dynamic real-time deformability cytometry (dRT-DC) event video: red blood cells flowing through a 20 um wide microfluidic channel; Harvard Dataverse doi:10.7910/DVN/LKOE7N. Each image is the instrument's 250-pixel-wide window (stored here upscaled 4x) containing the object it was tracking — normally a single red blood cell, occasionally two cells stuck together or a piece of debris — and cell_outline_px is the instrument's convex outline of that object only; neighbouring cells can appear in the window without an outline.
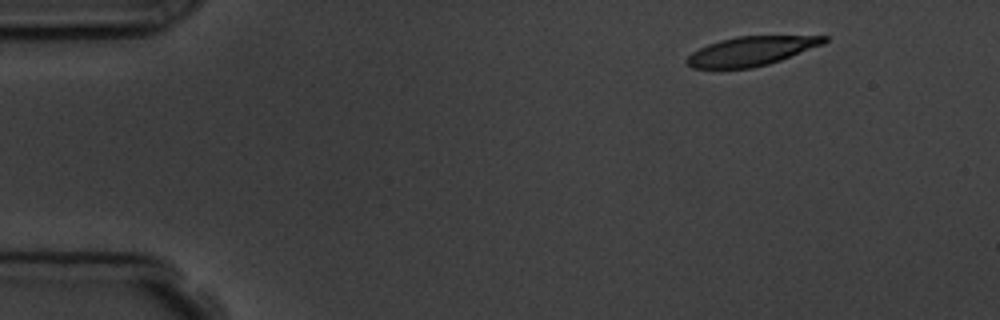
{"species": "common noctule bat (a hibernating species)", "species_latin": "Nyctalus noctula", "temperature_condition": "room temperature", "stored_images_in_passage": 10, "camera_frame_rate_fps": 3000, "um_per_image_px": 0.085, "animal": {"sex": "male", "body_mass_g": 19.5, "forearm_length_mm": 54.6}, "frame": {"image": 1, "passage_image": 1, "time_ms": 0.0, "image_size_px": [1000, 320], "cell_outline_px": [[828, 40], [824, 44], [780, 60], [768, 64], [752, 68], [692, 68], [684, 60], [692, 52], [708, 44], [720, 40], [736, 36], [828, 36]], "centroid_in_image_um": [63.84, 4.34], "position_along_channel_um": 21.2, "area_um2": 23.18}}
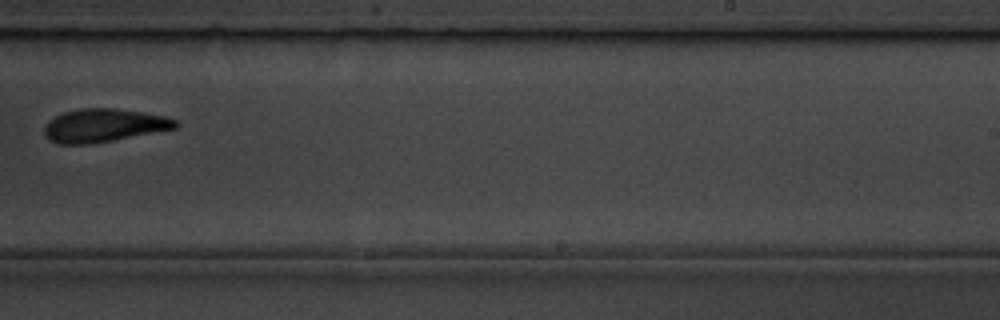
{"frame": {"image": 2, "passage_image": 9, "time_ms": 9.333, "image_size_px": [1000, 320], "cell_outline_px": [[180, 124], [176, 128], [112, 140], [88, 144], [60, 144], [48, 140], [44, 136], [44, 128], [48, 120], [64, 112], [84, 108], [116, 108], [168, 116], [176, 120]], "centroid_in_image_um": [8.81, 10.66], "position_along_channel_um": 280.2, "area_um2": 25.37}}
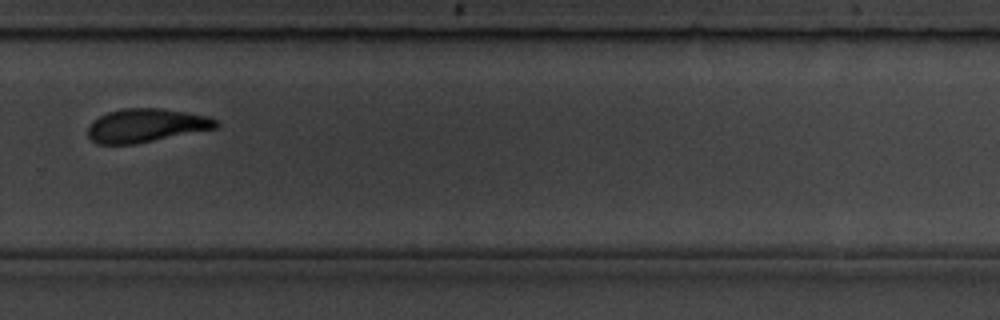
{"frame": {"image": 3, "passage_image": 10, "time_ms": 10.333, "image_size_px": [1000, 320], "cell_outline_px": [[220, 124], [216, 128], [136, 144], [96, 144], [88, 136], [88, 124], [92, 120], [108, 112], [124, 108], [160, 108], [208, 116], [216, 120]], "centroid_in_image_um": [12.38, 10.67], "position_along_channel_um": 317.4, "area_um2": 25.03}}